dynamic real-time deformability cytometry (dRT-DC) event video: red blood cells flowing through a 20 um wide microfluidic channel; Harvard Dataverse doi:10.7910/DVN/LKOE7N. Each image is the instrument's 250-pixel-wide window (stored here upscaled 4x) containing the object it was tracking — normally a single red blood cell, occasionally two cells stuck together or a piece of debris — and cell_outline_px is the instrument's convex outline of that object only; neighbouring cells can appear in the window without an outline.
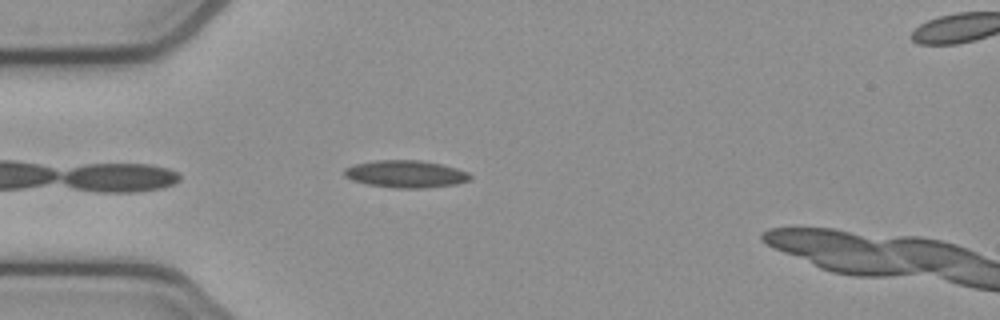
{"species": "common noctule bat (a hibernating species)", "species_latin": "Nyctalus noctula", "temperature_condition": "cold", "stored_images_in_passage": 19, "camera_frame_rate_fps": 3000, "um_per_image_px": 0.085, "animal": {"sex": "female", "body_mass_g": 21.9}, "frame": {"image": 1, "passage_image": 4, "time_ms": 1.0, "image_size_px": [1000, 320], "cell_outline_px": [[472, 180], [456, 184], [424, 188], [396, 188], [368, 184], [352, 180], [344, 176], [344, 168], [352, 164], [376, 160], [420, 160], [440, 164], [456, 168], [468, 172], [472, 176]], "centroid_in_image_um": [34.49, 14.78], "position_along_channel_um": 50.5, "area_um2": 20.11}}
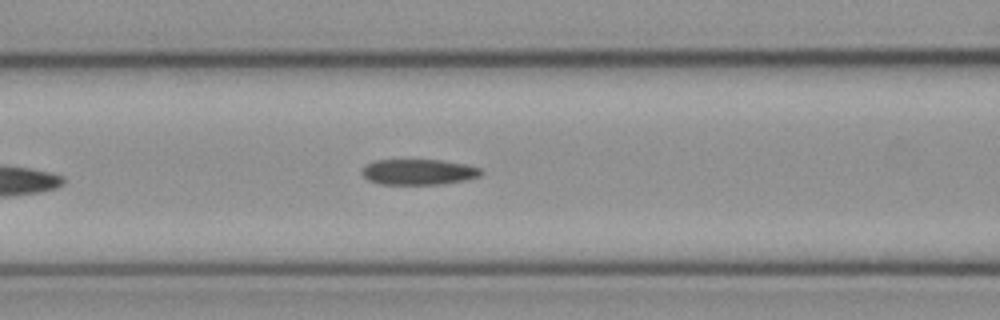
{"frame": {"image": 2, "passage_image": 11, "time_ms": 3.333, "image_size_px": [1000, 320], "cell_outline_px": [[484, 172], [480, 176], [464, 180], [444, 184], [380, 184], [368, 180], [360, 172], [364, 164], [376, 160], [440, 160], [464, 164], [480, 168]], "centroid_in_image_um": [35.55, 14.61], "position_along_channel_um": 131.1, "area_um2": 17.86}}
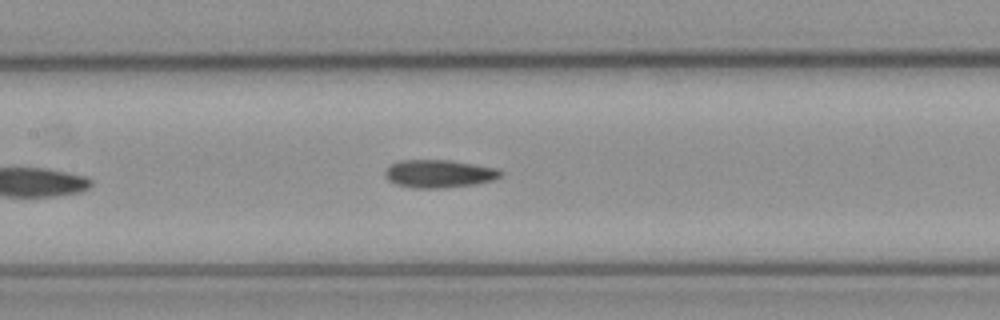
{"frame": {"image": 3, "passage_image": 14, "time_ms": 4.333, "image_size_px": [1000, 320], "cell_outline_px": [[504, 172], [500, 176], [492, 180], [476, 184], [444, 188], [412, 188], [396, 184], [388, 180], [384, 176], [384, 172], [392, 164], [400, 160], [448, 160], [496, 168]], "centroid_in_image_um": [37.3, 14.77], "position_along_channel_um": 170.1, "area_um2": 18.73}}